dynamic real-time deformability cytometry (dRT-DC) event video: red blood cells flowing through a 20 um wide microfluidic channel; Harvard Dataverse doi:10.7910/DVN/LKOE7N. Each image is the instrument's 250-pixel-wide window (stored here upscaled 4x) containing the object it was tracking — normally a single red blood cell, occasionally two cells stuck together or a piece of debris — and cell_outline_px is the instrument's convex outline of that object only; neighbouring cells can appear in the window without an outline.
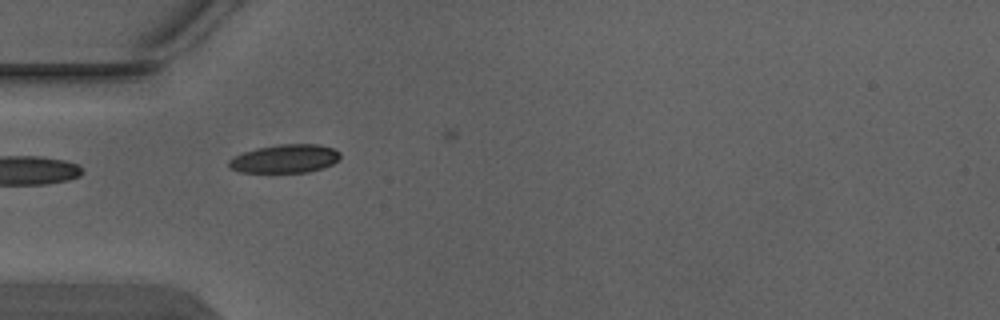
{"species": "Egyptian fruit bat (a non-hibernating species)", "species_latin": "Rousettus aegyptiacus", "temperature_condition": "warm", "stored_images_in_passage": 6, "camera_frame_rate_fps": 3000, "um_per_image_px": 0.085, "animal": {"sex": "male"}, "frame": {"image": 1, "passage_image": 5, "time_ms": 1.333, "image_size_px": [1000, 320], "cell_outline_px": [[340, 156], [332, 164], [324, 168], [308, 172], [240, 172], [228, 168], [228, 160], [244, 152], [256, 148], [280, 144], [316, 144], [332, 148], [340, 152]], "centroid_in_image_um": [24.2, 13.49], "position_along_channel_um": 60.8, "area_um2": 18.38}}